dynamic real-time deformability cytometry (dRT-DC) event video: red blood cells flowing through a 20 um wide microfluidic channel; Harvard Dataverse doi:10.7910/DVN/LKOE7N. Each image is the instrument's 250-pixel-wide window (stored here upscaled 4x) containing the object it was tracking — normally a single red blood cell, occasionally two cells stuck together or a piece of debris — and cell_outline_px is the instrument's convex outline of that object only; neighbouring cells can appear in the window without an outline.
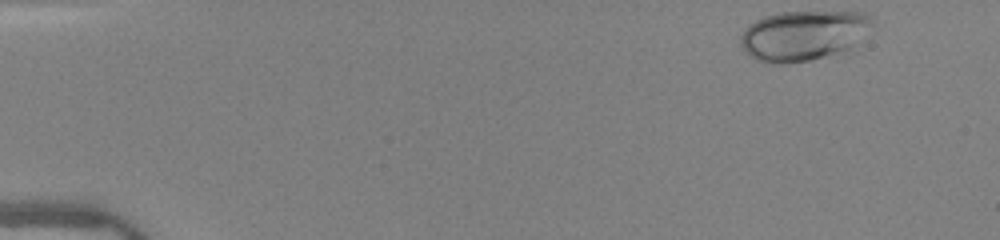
{"species": "human", "species_latin": "Homo sapiens", "temperature_condition": "warm", "stored_images_in_passage": 47, "camera_frame_rate_fps": 3000, "um_per_image_px": 0.085, "donor": {"sex": "female"}, "frame": {"image": 1, "passage_image": 1, "time_ms": 0.0, "image_size_px": [1000, 240], "cell_outline_px": [[868, 24], [852, 44], [848, 48], [840, 52], [808, 60], [784, 64], [772, 64], [756, 60], [740, 44], [740, 36], [748, 24], [764, 16], [780, 12], [864, 12], [868, 16]], "centroid_in_image_um": [68.13, 3.01], "position_along_channel_um": 16.9, "area_um2": 37.22}}
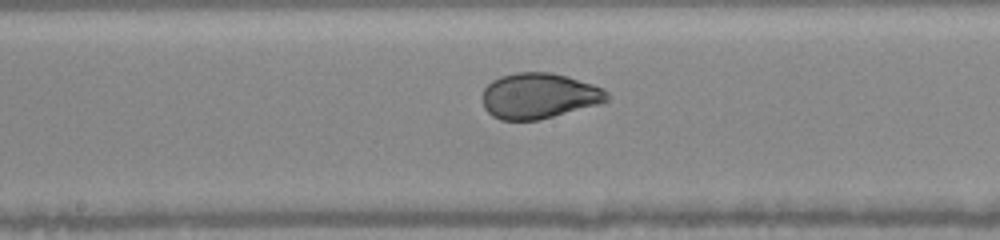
{"frame": {"image": 2, "passage_image": 24, "time_ms": 7.667, "image_size_px": [1000, 240], "cell_outline_px": [[608, 100], [600, 104], [540, 120], [500, 120], [492, 116], [484, 108], [484, 88], [492, 80], [500, 76], [516, 72], [552, 72], [568, 76], [604, 88], [608, 92]], "centroid_in_image_um": [45.83, 8.14], "position_along_channel_um": 202.4, "area_um2": 33.29}}
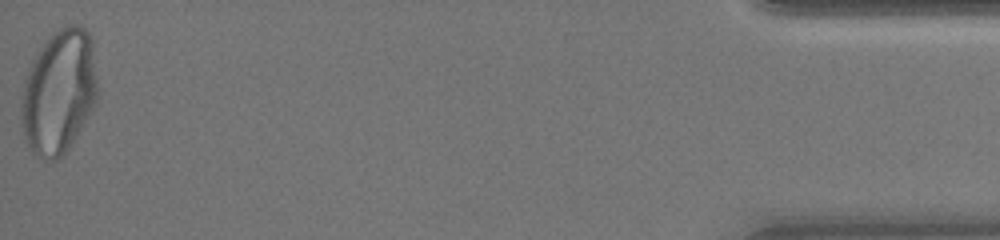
{"frame": {"image": 3, "passage_image": 47, "time_ms": 15.333, "image_size_px": [1000, 240], "cell_outline_px": [[96, 104], [68, 148], [56, 160], [44, 160], [32, 152], [24, 136], [20, 120], [20, 104], [24, 84], [28, 68], [32, 60], [44, 40], [52, 32], [60, 28], [72, 24], [80, 24], [92, 36], [96, 80]], "centroid_in_image_um": [4.99, 7.78], "position_along_channel_um": 430.2, "area_um2": 55.43}, "authors_computed_cell_mechanics": {"area_um2": 34.7378, "velocity_mm_per_s": 4.0467, "shape_relaxation_time_tau1_ms": 4.5888, "shape_relaxation_time_tau2_ms": null, "deformation_change_tau1": 0.1814, "deformation_change_tau2": null}}